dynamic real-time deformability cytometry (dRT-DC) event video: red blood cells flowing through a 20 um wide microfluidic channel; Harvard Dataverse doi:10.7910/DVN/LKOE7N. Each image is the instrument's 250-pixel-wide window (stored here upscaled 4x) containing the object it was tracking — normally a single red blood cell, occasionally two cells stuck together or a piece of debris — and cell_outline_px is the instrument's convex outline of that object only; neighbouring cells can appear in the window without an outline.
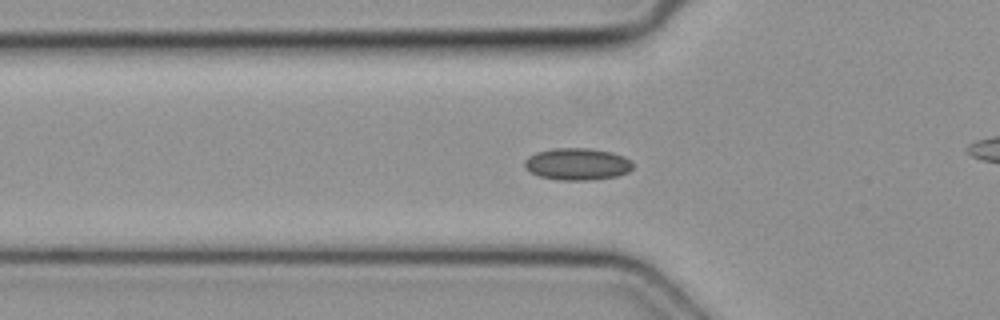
{"species": "common noctule bat (a hibernating species)", "species_latin": "Nyctalus noctula", "temperature_condition": "cold", "stored_images_in_passage": 30, "camera_frame_rate_fps": 3000, "um_per_image_px": 0.085, "animal": {"sex": "female", "body_mass_g": 19.3, "forearm_length_mm": 54.1}, "frame": {"image": 1, "passage_image": 3, "time_ms": 0.667, "image_size_px": [1000, 320], "cell_outline_px": [[632, 168], [628, 172], [616, 176], [592, 180], [560, 180], [540, 176], [524, 168], [524, 160], [528, 156], [536, 152], [552, 148], [588, 148], [612, 152], [624, 156], [632, 160]], "centroid_in_image_um": [49.07, 13.94], "position_along_channel_um": 76.7, "area_um2": 20.29}}
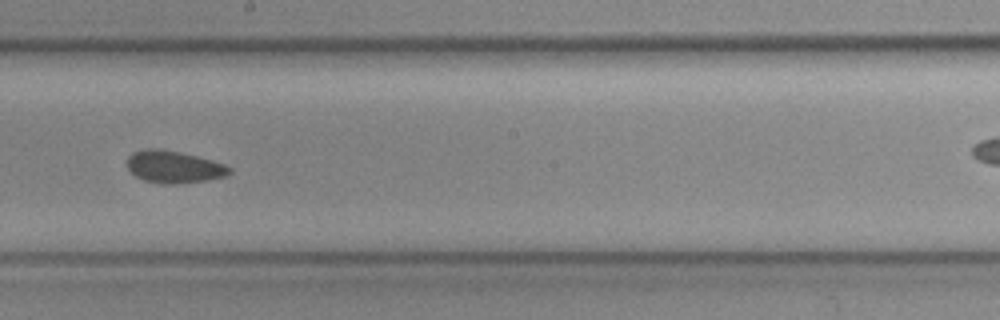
{"frame": {"image": 2, "passage_image": 14, "time_ms": 4.333, "image_size_px": [1000, 320], "cell_outline_px": [[232, 172], [228, 176], [208, 180], [176, 184], [164, 184], [144, 180], [136, 176], [128, 168], [128, 156], [132, 152], [148, 148], [156, 148], [180, 152], [212, 160], [224, 164], [232, 168]], "centroid_in_image_um": [14.81, 14.19], "position_along_channel_um": 233.4, "area_um2": 19.25}}
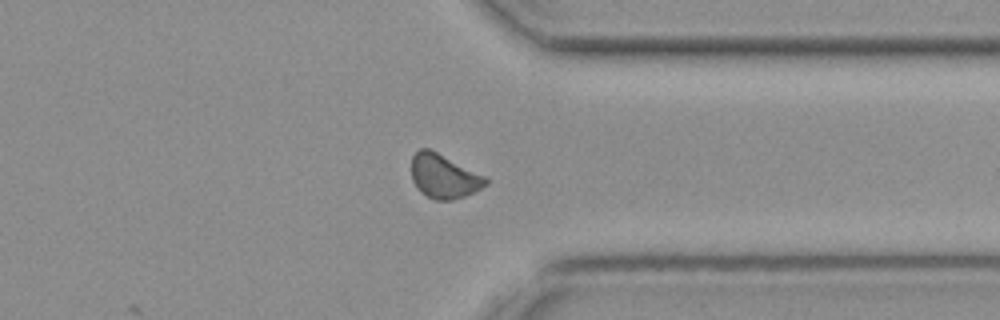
{"frame": {"image": 3, "passage_image": 24, "time_ms": 7.667, "image_size_px": [1000, 320], "cell_outline_px": [[488, 184], [464, 196], [452, 200], [436, 200], [420, 192], [416, 188], [412, 180], [412, 156], [420, 148], [428, 148], [488, 176]], "centroid_in_image_um": [37.74, 14.98], "position_along_channel_um": 373.7, "area_um2": 19.13}}